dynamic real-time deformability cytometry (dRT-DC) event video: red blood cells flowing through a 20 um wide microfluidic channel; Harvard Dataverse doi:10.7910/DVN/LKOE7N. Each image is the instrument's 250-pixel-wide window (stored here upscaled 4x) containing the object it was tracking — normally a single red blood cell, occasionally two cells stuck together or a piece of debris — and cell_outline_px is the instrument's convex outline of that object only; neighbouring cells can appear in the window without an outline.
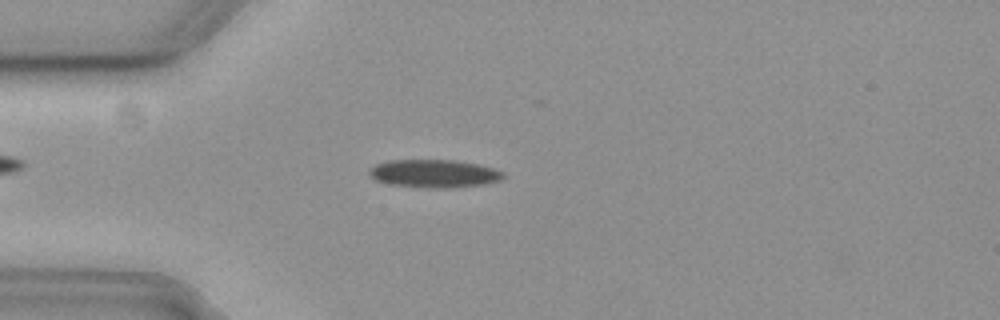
{"species": "common noctule bat (a hibernating species)", "species_latin": "Nyctalus noctula", "temperature_condition": "cold", "stored_images_in_passage": 46, "camera_frame_rate_fps": 3000, "um_per_image_px": 0.085, "animal": {"sex": "female", "body_mass_g": 19.3, "forearm_length_mm": 54.1}, "frame": {"image": 1, "passage_image": 14, "time_ms": 4.333, "image_size_px": [1000, 320], "cell_outline_px": [[504, 176], [500, 180], [484, 184], [456, 188], [428, 188], [392, 184], [376, 180], [368, 176], [368, 172], [376, 164], [388, 160], [456, 160], [480, 164], [504, 172]], "centroid_in_image_um": [36.92, 14.75], "position_along_channel_um": 48.1, "area_um2": 21.96}}
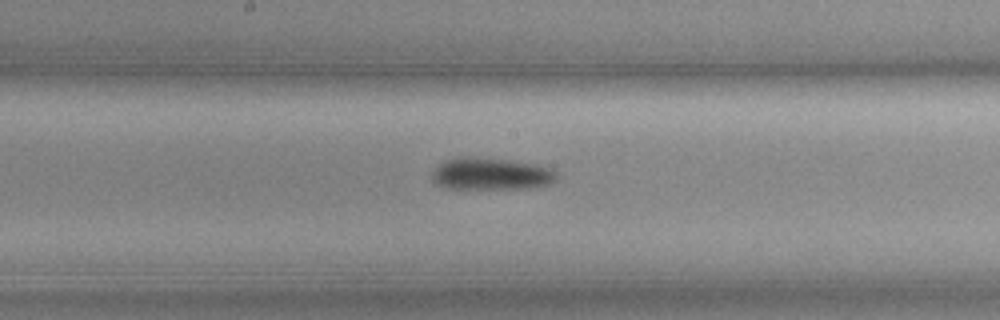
{"frame": {"image": 2, "passage_image": 28, "time_ms": 9.0, "image_size_px": [1000, 320], "cell_outline_px": [[556, 180], [552, 184], [532, 188], [448, 188], [436, 184], [432, 180], [432, 172], [444, 160], [456, 156], [464, 156], [504, 160], [536, 164], [548, 168], [556, 172]], "centroid_in_image_um": [41.72, 14.78], "position_along_channel_um": 206.5, "area_um2": 23.18}}
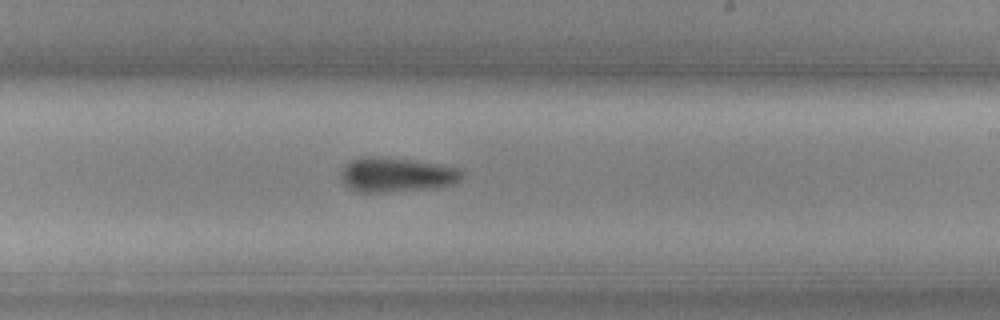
{"frame": {"image": 3, "passage_image": 32, "time_ms": 10.333, "image_size_px": [1000, 320], "cell_outline_px": [[464, 176], [460, 180], [452, 184], [440, 188], [380, 192], [360, 192], [344, 184], [340, 176], [340, 172], [352, 160], [368, 156], [376, 156], [412, 160], [440, 164], [464, 168]], "centroid_in_image_um": [33.8, 14.85], "position_along_channel_um": 255.2, "area_um2": 24.51}, "authors_computed_cell_mechanics": {"area_um2": 21.675, "velocity_mm_per_s": 3.6888, "shape_relaxation_time_tau1_ms": 5.0068, "shape_relaxation_time_tau2_ms": null, "deformation_change_tau1": 0.0966, "deformation_change_tau2": null}}